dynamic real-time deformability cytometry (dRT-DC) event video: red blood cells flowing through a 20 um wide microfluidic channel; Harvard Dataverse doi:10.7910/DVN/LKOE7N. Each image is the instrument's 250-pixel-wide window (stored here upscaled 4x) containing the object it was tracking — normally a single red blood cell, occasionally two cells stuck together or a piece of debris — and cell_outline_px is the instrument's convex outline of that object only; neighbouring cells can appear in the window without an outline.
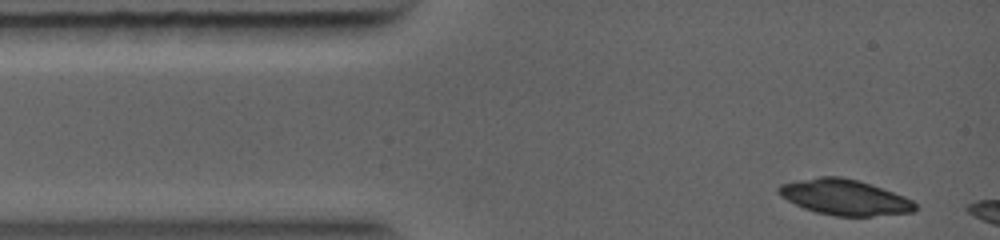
{"species": "common noctule bat (a hibernating species)", "species_latin": "Nyctalus noctula", "temperature_condition": "warm", "stored_images_in_passage": 7, "camera_frame_rate_fps": 5000, "um_per_image_px": 0.085, "animal": {"sex": "female", "body_mass_g": 19.0, "forearm_length_mm": 56.7}, "frame": {"image": 1, "passage_image": 2, "time_ms": 0.2, "image_size_px": [1000, 240], "cell_outline_px": [[916, 208], [912, 212], [872, 216], [836, 216], [816, 212], [804, 208], [780, 196], [776, 188], [780, 184], [820, 176], [840, 176], [856, 180], [904, 196], [912, 200], [916, 204]], "centroid_in_image_um": [71.76, 16.77], "position_along_channel_um": 13.2, "area_um2": 27.92}}